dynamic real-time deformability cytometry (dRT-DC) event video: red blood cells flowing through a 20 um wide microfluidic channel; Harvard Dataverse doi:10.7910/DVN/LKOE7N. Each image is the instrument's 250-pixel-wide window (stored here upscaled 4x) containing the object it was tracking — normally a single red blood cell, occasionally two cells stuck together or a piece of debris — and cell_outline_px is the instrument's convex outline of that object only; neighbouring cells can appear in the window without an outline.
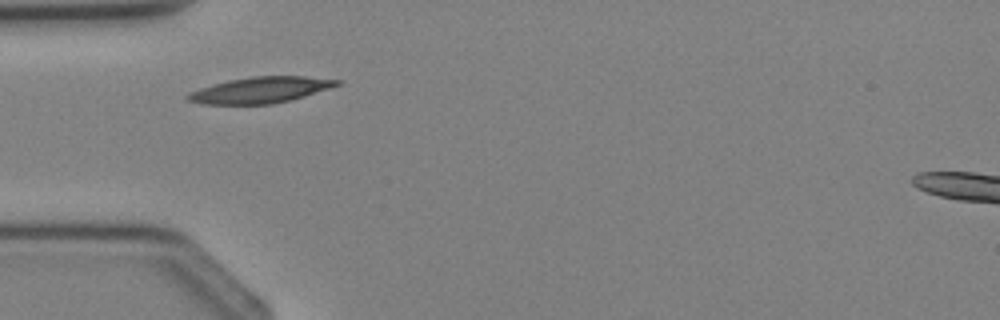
{"species": "Egyptian fruit bat (a non-hibernating species)", "species_latin": "Rousettus aegyptiacus", "temperature_condition": "cold", "stored_images_in_passage": 2, "camera_frame_rate_fps": 3000, "um_per_image_px": 0.085, "animal": {"sex": "female"}, "frame": {"image": 1, "passage_image": 1, "time_ms": 0.0, "image_size_px": [1000, 320], "cell_outline_px": [[340, 84], [332, 88], [292, 100], [272, 104], [204, 104], [188, 100], [184, 96], [188, 92], [212, 84], [228, 80], [252, 76], [304, 76], [340, 80]], "centroid_in_image_um": [22.14, 7.65], "position_along_channel_um": 62.9, "area_um2": 22.77}}
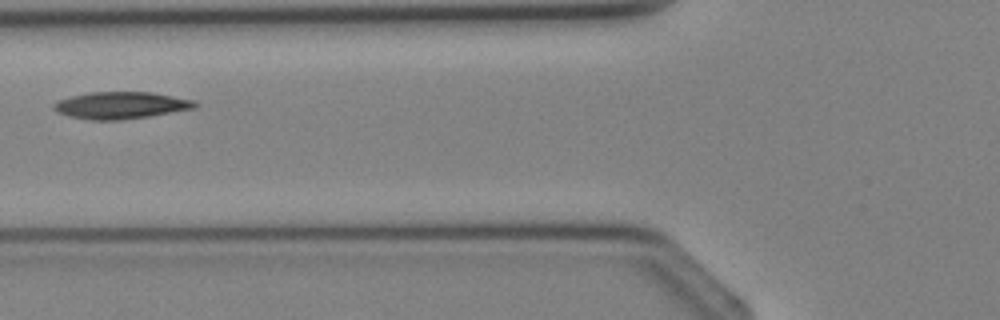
{"frame": {"image": 2, "passage_image": 2, "time_ms": 1.0, "image_size_px": [1000, 320], "cell_outline_px": [[200, 104], [196, 108], [148, 116], [120, 120], [88, 120], [68, 116], [56, 112], [52, 108], [52, 104], [56, 100], [88, 92], [152, 92], [196, 100]], "centroid_in_image_um": [10.26, 8.95], "position_along_channel_um": 115.5, "area_um2": 22.48}}